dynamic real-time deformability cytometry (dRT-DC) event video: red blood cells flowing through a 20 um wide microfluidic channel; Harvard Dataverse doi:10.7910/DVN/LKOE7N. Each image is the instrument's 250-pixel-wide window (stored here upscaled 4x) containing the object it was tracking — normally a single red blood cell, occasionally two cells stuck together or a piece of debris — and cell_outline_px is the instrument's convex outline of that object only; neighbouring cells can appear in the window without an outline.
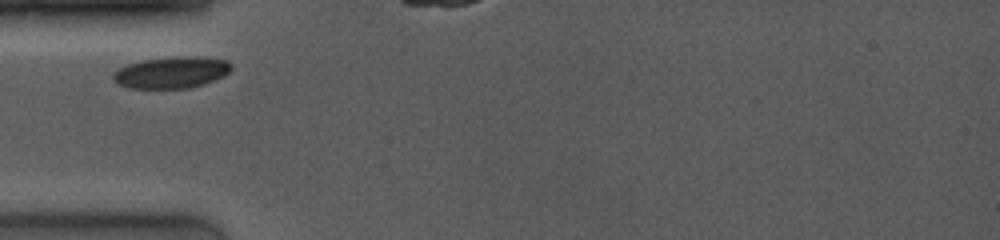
{"species": "common noctule bat (a hibernating species)", "species_latin": "Nyctalus noctula", "temperature_condition": "room temperature", "stored_images_in_passage": 18, "camera_frame_rate_fps": 4000, "um_per_image_px": 0.085, "animal": {"sex": "female", "body_mass_g": 19.0, "forearm_length_mm": 53.3}, "frame": {"image": 1, "passage_image": 1, "time_ms": 0.0, "image_size_px": [1000, 240], "cell_outline_px": [[232, 68], [224, 76], [204, 84], [188, 88], [128, 88], [116, 84], [112, 80], [112, 72], [128, 64], [144, 60], [176, 56], [204, 56], [228, 60], [232, 64]], "centroid_in_image_um": [14.58, 6.15], "position_along_channel_um": 70.4, "area_um2": 22.02}}
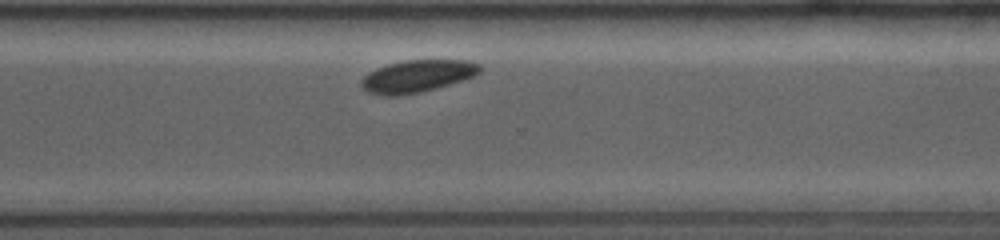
{"frame": {"image": 2, "passage_image": 14, "time_ms": 7.0, "image_size_px": [1000, 240], "cell_outline_px": [[484, 68], [480, 72], [472, 76], [436, 88], [420, 92], [396, 96], [384, 96], [368, 92], [360, 88], [360, 80], [368, 72], [376, 68], [388, 64], [404, 60], [472, 60], [480, 64]], "centroid_in_image_um": [35.43, 6.46], "position_along_channel_um": 335.2, "area_um2": 22.43}}
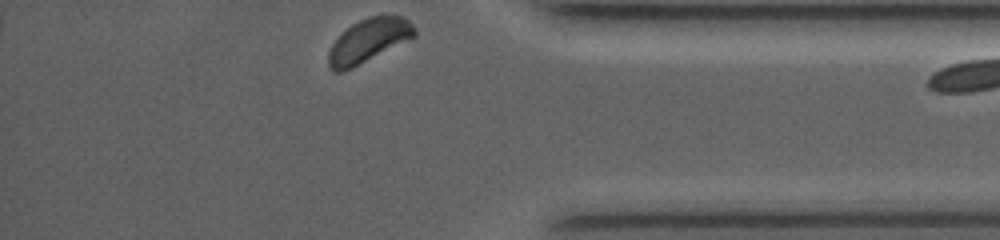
{"frame": {"image": 3, "passage_image": 18, "time_ms": 9.0, "image_size_px": [1000, 240], "cell_outline_px": [[416, 36], [340, 72], [332, 72], [328, 64], [328, 52], [332, 44], [352, 24], [368, 16], [400, 16], [408, 20], [416, 28]], "centroid_in_image_um": [31.32, 3.43], "position_along_channel_um": 403.9, "area_um2": 21.04}}